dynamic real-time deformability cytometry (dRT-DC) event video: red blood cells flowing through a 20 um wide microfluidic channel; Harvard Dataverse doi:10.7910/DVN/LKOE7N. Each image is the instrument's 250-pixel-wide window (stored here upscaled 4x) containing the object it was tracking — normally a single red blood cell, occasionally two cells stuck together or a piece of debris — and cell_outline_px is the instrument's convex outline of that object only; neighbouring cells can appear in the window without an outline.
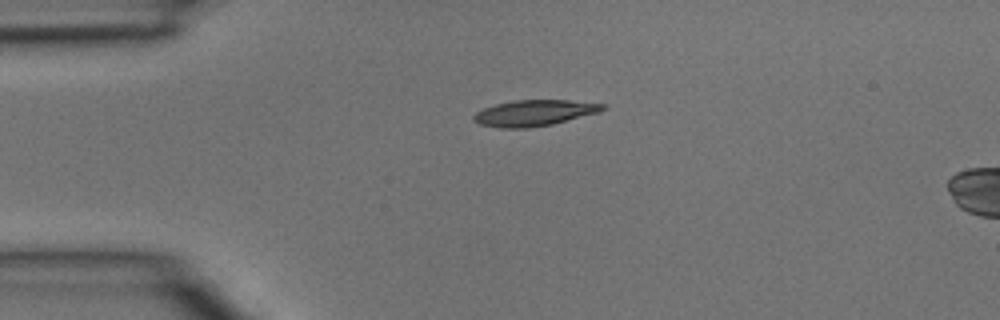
{"species": "common noctule bat (a hibernating species)", "species_latin": "Nyctalus noctula", "temperature_condition": "room temperature", "stored_images_in_passage": 2, "camera_frame_rate_fps": 3000, "um_per_image_px": 0.085, "animal": {"sex": "male", "body_mass_g": 15.6}, "frame": {"image": 1, "passage_image": 1, "time_ms": 0.0, "image_size_px": [1000, 320], "cell_outline_px": [[604, 108], [600, 112], [552, 124], [528, 128], [500, 128], [480, 124], [472, 120], [472, 116], [476, 112], [484, 108], [496, 104], [516, 100], [568, 100], [604, 104]], "centroid_in_image_um": [45.38, 9.6], "position_along_channel_um": 39.6, "area_um2": 19.42}}
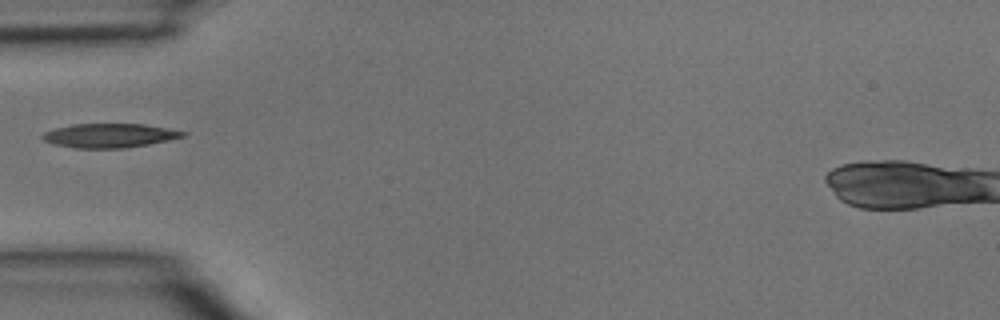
{"frame": {"image": 2, "passage_image": 2, "time_ms": 0.333, "image_size_px": [1000, 320], "cell_outline_px": [[188, 132], [184, 136], [168, 140], [148, 144], [124, 148], [76, 148], [56, 144], [44, 140], [40, 136], [44, 132], [56, 128], [72, 124], [144, 124]], "centroid_in_image_um": [9.3, 11.52], "position_along_channel_um": 75.7, "area_um2": 19.48}}